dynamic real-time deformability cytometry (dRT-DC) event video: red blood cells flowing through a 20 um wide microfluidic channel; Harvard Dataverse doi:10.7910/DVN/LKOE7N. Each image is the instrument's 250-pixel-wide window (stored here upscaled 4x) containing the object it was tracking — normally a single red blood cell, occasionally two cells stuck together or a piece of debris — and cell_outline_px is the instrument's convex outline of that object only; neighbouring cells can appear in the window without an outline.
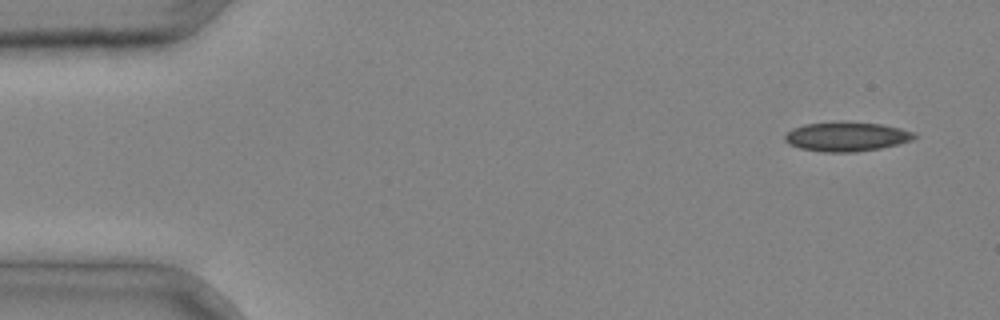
{"species": "common noctule bat (a hibernating species)", "species_latin": "Nyctalus noctula", "temperature_condition": "cold", "stored_images_in_passage": 4, "camera_frame_rate_fps": 3000, "um_per_image_px": 0.085, "animal": {"sex": "male", "body_mass_g": 20.4}, "frame": {"image": 1, "passage_image": 1, "time_ms": 0.0, "image_size_px": [1000, 320], "cell_outline_px": [[916, 136], [912, 140], [880, 148], [856, 152], [824, 152], [800, 148], [788, 144], [784, 140], [784, 136], [792, 128], [804, 124], [880, 124], [900, 128], [916, 132]], "centroid_in_image_um": [71.95, 11.65], "position_along_channel_um": 13.1, "area_um2": 21.33}}